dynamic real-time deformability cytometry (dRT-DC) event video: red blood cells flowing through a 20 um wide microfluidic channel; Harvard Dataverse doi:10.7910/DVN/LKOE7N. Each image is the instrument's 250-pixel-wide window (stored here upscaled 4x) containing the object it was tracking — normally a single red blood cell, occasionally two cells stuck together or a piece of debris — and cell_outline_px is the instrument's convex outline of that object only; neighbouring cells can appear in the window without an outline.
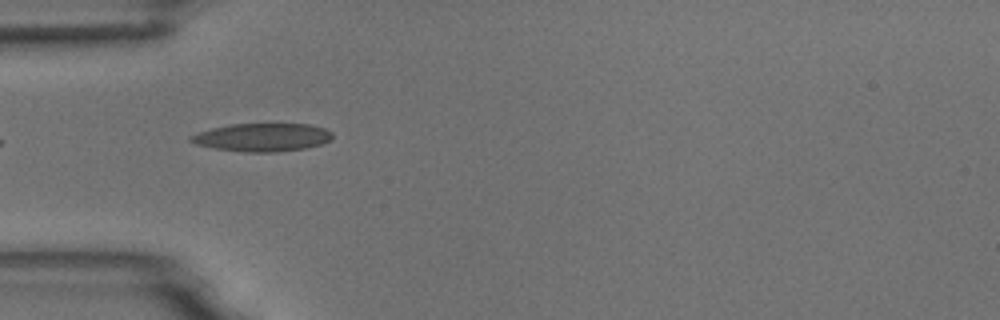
{"species": "common noctule bat (a hibernating species)", "species_latin": "Nyctalus noctula", "temperature_condition": "room temperature", "stored_images_in_passage": 4, "camera_frame_rate_fps": 3000, "um_per_image_px": 0.085, "animal": {"sex": "male", "body_mass_g": 18.8}, "frame": {"image": 1, "passage_image": 1, "time_ms": 0.0, "image_size_px": [1000, 320], "cell_outline_px": [[332, 140], [320, 144], [304, 148], [276, 152], [244, 152], [216, 148], [196, 144], [188, 140], [188, 136], [212, 128], [228, 124], [308, 124], [324, 128], [332, 132]], "centroid_in_image_um": [22.29, 11.67], "position_along_channel_um": 62.7, "area_um2": 23.12}}